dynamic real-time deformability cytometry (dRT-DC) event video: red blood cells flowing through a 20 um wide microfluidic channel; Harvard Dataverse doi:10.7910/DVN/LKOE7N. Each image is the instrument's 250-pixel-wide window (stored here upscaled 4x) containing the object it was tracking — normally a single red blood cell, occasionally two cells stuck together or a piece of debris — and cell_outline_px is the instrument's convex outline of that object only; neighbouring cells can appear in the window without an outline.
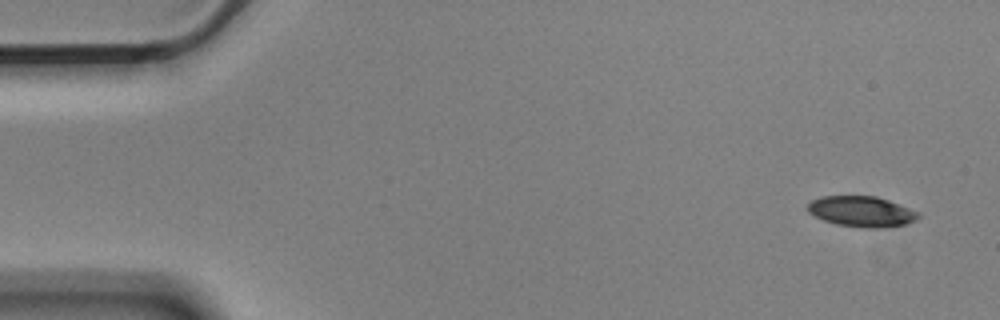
{"species": "Egyptian fruit bat (a non-hibernating species)", "species_latin": "Rousettus aegyptiacus", "temperature_condition": "cold", "stored_images_in_passage": 4, "camera_frame_rate_fps": 3000, "um_per_image_px": 0.085, "animal": {"sex": "male"}, "frame": {"image": 1, "passage_image": 1, "time_ms": 0.0, "image_size_px": [1000, 320], "cell_outline_px": [[920, 216], [916, 220], [908, 224], [880, 228], [864, 228], [836, 224], [824, 220], [808, 212], [808, 204], [812, 200], [820, 196], [876, 196], [888, 200], [920, 212]], "centroid_in_image_um": [73.26, 17.98], "position_along_channel_um": 11.7, "area_um2": 19.77}}
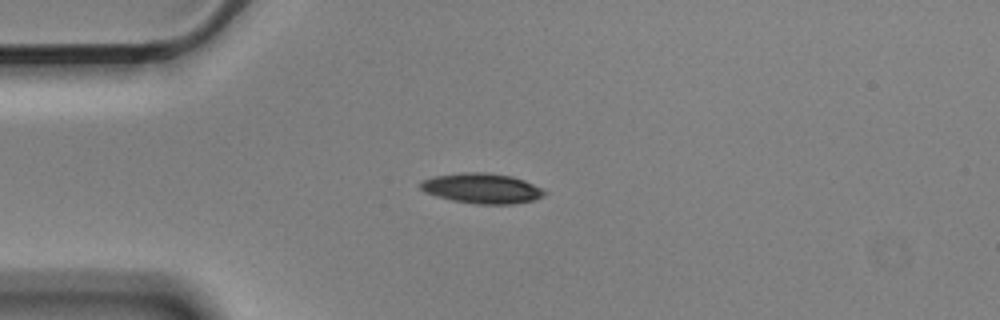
{"frame": {"image": 2, "passage_image": 4, "time_ms": 1.0, "image_size_px": [1000, 320], "cell_outline_px": [[548, 192], [544, 196], [532, 200], [512, 204], [476, 204], [452, 200], [436, 196], [424, 192], [420, 188], [420, 184], [424, 180], [436, 176], [464, 172], [484, 172], [512, 176], [524, 180]], "centroid_in_image_um": [40.97, 16.01], "position_along_channel_um": 44.0, "area_um2": 21.62}}